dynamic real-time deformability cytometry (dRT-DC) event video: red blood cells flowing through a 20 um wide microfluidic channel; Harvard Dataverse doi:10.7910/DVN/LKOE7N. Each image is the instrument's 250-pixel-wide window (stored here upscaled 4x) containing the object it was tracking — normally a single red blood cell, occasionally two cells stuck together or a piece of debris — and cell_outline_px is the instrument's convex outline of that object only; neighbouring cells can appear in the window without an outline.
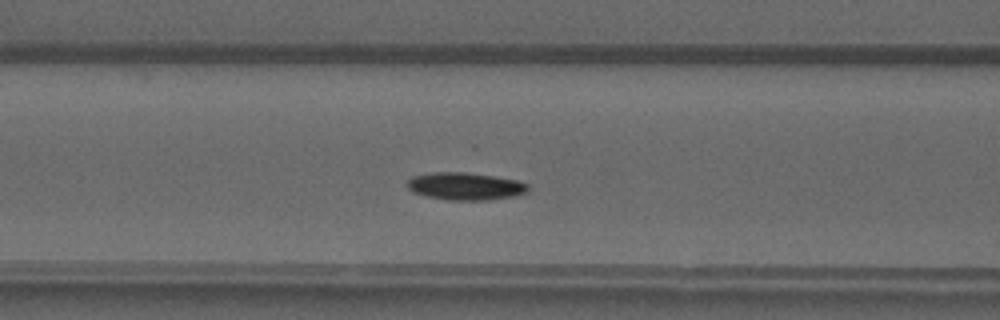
{"species": "common noctule bat (a hibernating species)", "species_latin": "Nyctalus noctula", "temperature_condition": "warm", "stored_images_in_passage": 41, "camera_frame_rate_fps": 3000, "um_per_image_px": 0.085, "animal": {"sex": "male", "forearm_length_mm": 52.5}, "frame": {"image": 1, "passage_image": 14, "time_ms": 4.333, "image_size_px": [1000, 320], "cell_outline_px": [[532, 188], [528, 192], [516, 196], [488, 200], [448, 200], [424, 196], [412, 192], [404, 184], [412, 176], [432, 172], [464, 172], [492, 176], [516, 180], [528, 184]], "centroid_in_image_um": [39.54, 15.84], "position_along_channel_um": 127.1, "area_um2": 19.65}}
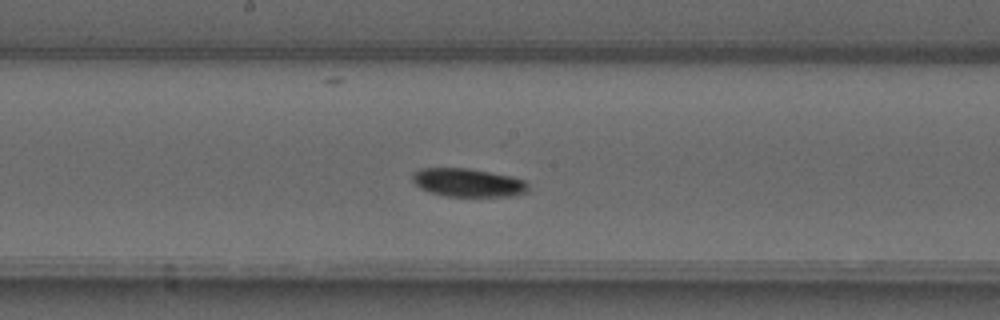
{"frame": {"image": 2, "passage_image": 20, "time_ms": 6.333, "image_size_px": [1000, 320], "cell_outline_px": [[528, 192], [516, 196], [444, 196], [420, 188], [412, 180], [412, 172], [420, 168], [468, 168], [512, 176], [524, 180], [528, 184]], "centroid_in_image_um": [39.79, 15.52], "position_along_channel_um": 208.4, "area_um2": 19.25}}
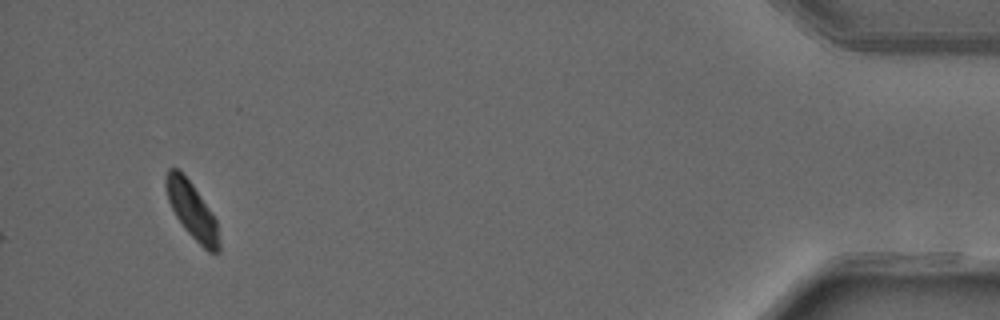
{"frame": {"image": 3, "passage_image": 41, "time_ms": 13.333, "image_size_px": [1000, 320], "cell_outline_px": [[220, 252], [208, 252], [184, 228], [176, 216], [168, 200], [164, 184], [164, 176], [168, 168], [176, 168], [192, 184], [216, 220], [220, 244]], "centroid_in_image_um": [16.29, 17.88], "position_along_channel_um": 418.9, "area_um2": 17.11}, "authors_computed_cell_mechanics": {"area_um2": 18.7272, "velocity_mm_per_s": 4.0859, "shape_relaxation_time_tau1_ms": 3.1694, "shape_relaxation_time_tau2_ms": 4.2317, "deformation_change_tau1": 0.1268, "deformation_change_tau2": 0.0751}}